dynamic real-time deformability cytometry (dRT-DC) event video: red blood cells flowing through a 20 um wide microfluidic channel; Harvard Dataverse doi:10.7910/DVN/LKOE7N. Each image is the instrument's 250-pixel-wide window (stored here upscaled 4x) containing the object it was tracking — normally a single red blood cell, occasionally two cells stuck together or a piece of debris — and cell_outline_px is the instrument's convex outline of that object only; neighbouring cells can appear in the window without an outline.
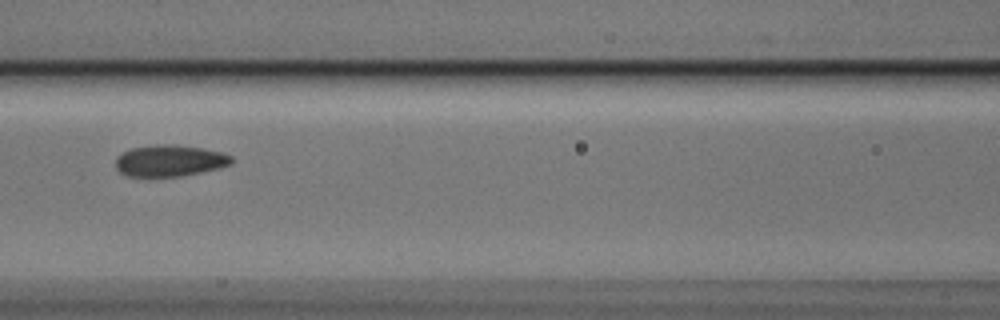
{"species": "Egyptian fruit bat (a non-hibernating species)", "species_latin": "Rousettus aegyptiacus", "temperature_condition": "cold", "stored_images_in_passage": 5, "camera_frame_rate_fps": 3000, "um_per_image_px": 0.085, "animal": {"sex": "male"}, "frame": {"image": 1, "passage_image": 5, "time_ms": 1.333, "image_size_px": [1000, 320], "cell_outline_px": [[232, 164], [220, 168], [180, 176], [124, 176], [116, 168], [116, 156], [132, 148], [156, 144], [176, 144], [200, 148], [220, 152], [232, 156]], "centroid_in_image_um": [14.41, 13.65], "position_along_channel_um": 152.2, "area_um2": 21.21}}